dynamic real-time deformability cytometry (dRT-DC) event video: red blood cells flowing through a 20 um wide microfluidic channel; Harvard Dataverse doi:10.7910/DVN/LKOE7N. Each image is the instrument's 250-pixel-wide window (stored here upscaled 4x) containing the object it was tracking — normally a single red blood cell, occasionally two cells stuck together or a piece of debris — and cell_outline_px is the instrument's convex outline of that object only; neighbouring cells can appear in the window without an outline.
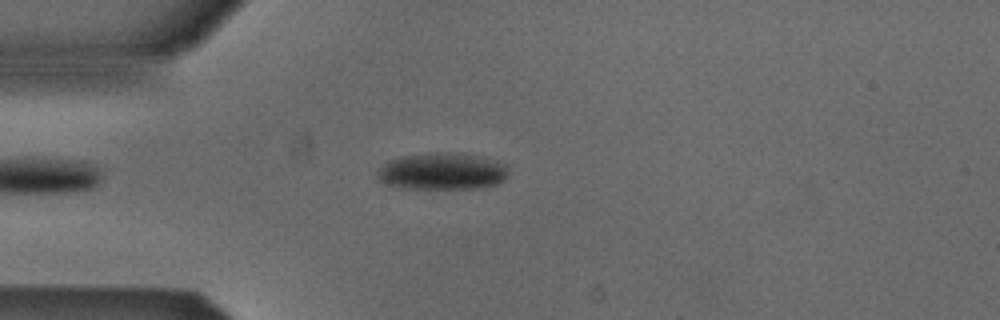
{"species": "Egyptian fruit bat (a non-hibernating species)", "species_latin": "Rousettus aegyptiacus", "temperature_condition": "cold", "stored_images_in_passage": 45, "camera_frame_rate_fps": 3000, "um_per_image_px": 0.085, "animal": {"sex": "male"}, "frame": {"image": 1, "passage_image": 6, "time_ms": 1.667, "image_size_px": [1000, 320], "cell_outline_px": [[508, 176], [504, 180], [496, 184], [476, 188], [400, 188], [388, 184], [380, 180], [376, 176], [376, 172], [388, 160], [400, 156], [436, 152], [460, 152], [488, 156], [504, 164], [508, 168]], "centroid_in_image_um": [37.62, 14.53], "position_along_channel_um": 47.4, "area_um2": 28.61}}
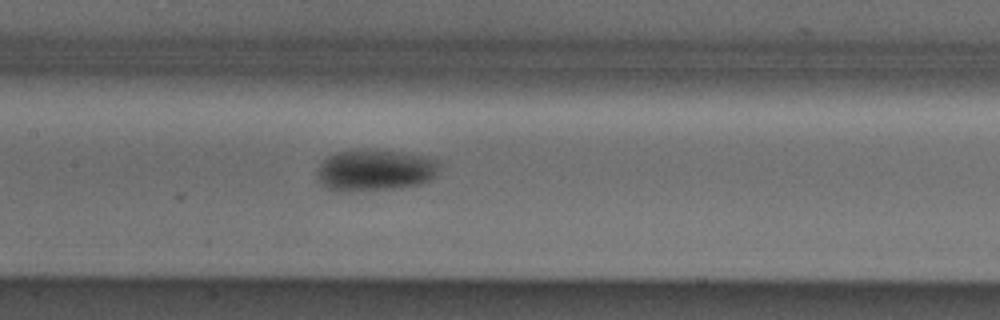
{"frame": {"image": 2, "passage_image": 17, "time_ms": 5.333, "image_size_px": [1000, 320], "cell_outline_px": [[440, 168], [436, 176], [420, 184], [396, 188], [352, 192], [348, 192], [324, 188], [320, 184], [316, 176], [320, 164], [328, 156], [336, 152], [352, 148], [380, 148], [428, 156], [440, 160]], "centroid_in_image_um": [31.88, 14.43], "position_along_channel_um": 175.5, "area_um2": 30.75}}
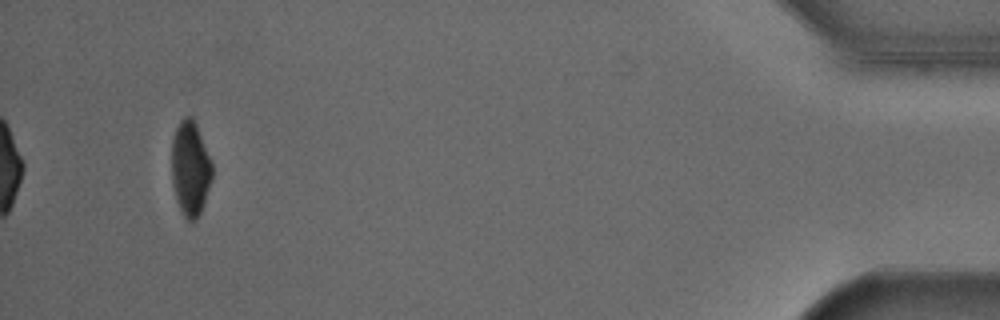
{"frame": {"image": 3, "passage_image": 42, "time_ms": 13.667, "image_size_px": [1000, 320], "cell_outline_px": [[212, 180], [200, 212], [196, 220], [188, 220], [184, 216], [180, 208], [176, 196], [172, 180], [172, 140], [176, 128], [180, 120], [184, 116], [192, 116], [196, 124], [212, 164]], "centroid_in_image_um": [16.17, 14.29], "position_along_channel_um": 419.0, "area_um2": 21.96}, "authors_computed_cell_mechanics": {"area_um2": 26.4724, "velocity_mm_per_s": 3.8725, "shape_relaxation_time_tau1_ms": 4.0311, "shape_relaxation_time_tau2_ms": null, "deformation_change_tau1": 0.0977, "deformation_change_tau2": null}}